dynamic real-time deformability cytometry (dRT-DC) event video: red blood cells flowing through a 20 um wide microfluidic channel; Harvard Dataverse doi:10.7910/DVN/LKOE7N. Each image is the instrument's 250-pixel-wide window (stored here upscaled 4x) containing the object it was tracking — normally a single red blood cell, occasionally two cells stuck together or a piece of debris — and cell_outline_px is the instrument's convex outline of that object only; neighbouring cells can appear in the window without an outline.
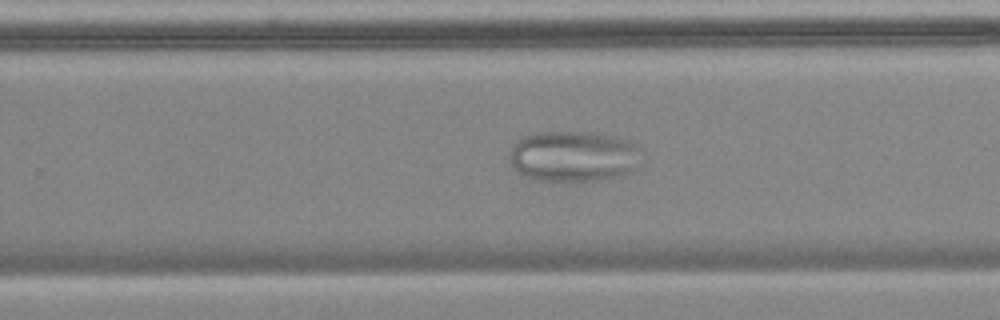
{"species": "common noctule bat (a hibernating species)", "species_latin": "Nyctalus noctula", "temperature_condition": "cold", "stored_images_in_passage": 58, "camera_frame_rate_fps": 3000, "um_per_image_px": 0.085, "animal": {"sex": "female", "body_mass_g": 18.4}, "frame": {"image": 1, "passage_image": 37, "time_ms": 12.0, "image_size_px": [1000, 320], "cell_outline_px": [[644, 152], [632, 168], [620, 176], [600, 180], [540, 180], [524, 176], [512, 168], [512, 148], [524, 136], [536, 132], [592, 132], [612, 136], [628, 140], [636, 144]], "centroid_in_image_um": [48.78, 13.27], "position_along_channel_um": 281.0, "area_um2": 38.61}}
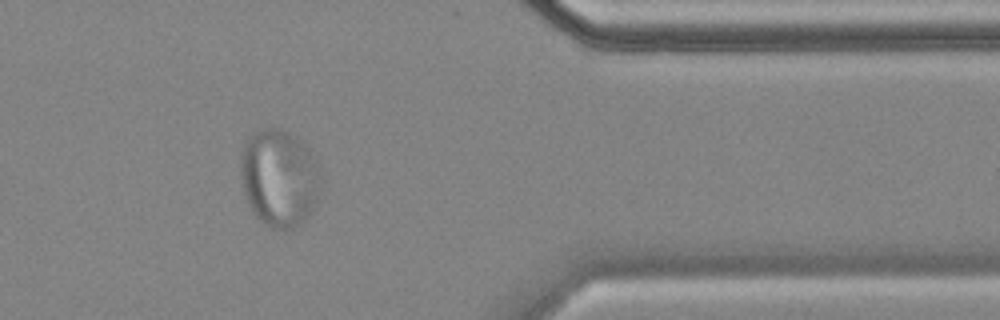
{"frame": {"image": 2, "passage_image": 48, "time_ms": 15.667, "image_size_px": [1000, 320], "cell_outline_px": [[324, 180], [312, 212], [304, 224], [284, 232], [272, 228], [264, 224], [252, 212], [248, 204], [240, 180], [240, 160], [244, 140], [248, 136], [264, 128], [276, 128], [292, 132], [296, 136], [316, 160]], "centroid_in_image_um": [23.75, 15.17], "position_along_channel_um": 387.6, "area_um2": 46.76}}
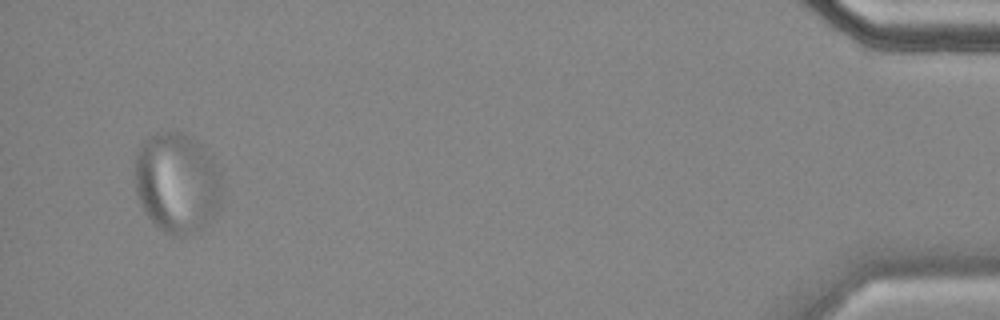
{"frame": {"image": 3, "passage_image": 56, "time_ms": 18.333, "image_size_px": [1000, 320], "cell_outline_px": [[220, 204], [216, 212], [204, 228], [200, 232], [184, 236], [172, 236], [164, 232], [144, 212], [140, 204], [136, 192], [132, 168], [136, 156], [140, 148], [152, 136], [168, 132], [180, 132], [204, 144], [212, 152], [220, 176]], "centroid_in_image_um": [15.06, 15.56], "position_along_channel_um": 420.1, "area_um2": 51.5}}